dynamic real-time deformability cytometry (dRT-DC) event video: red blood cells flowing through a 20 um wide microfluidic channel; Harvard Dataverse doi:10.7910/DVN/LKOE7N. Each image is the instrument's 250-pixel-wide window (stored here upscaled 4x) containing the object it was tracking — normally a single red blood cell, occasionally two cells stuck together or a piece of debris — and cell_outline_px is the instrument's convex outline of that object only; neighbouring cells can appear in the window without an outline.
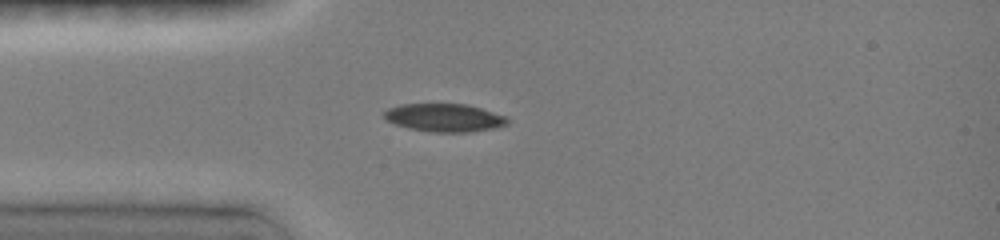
{"species": "common noctule bat (a hibernating species)", "species_latin": "Nyctalus noctula", "temperature_condition": "room temperature", "stored_images_in_passage": 36, "camera_frame_rate_fps": 3000, "um_per_image_px": 0.085, "animal": {"sex": "female", "body_mass_g": 19.0, "forearm_length_mm": 51.5}, "frame": {"image": 1, "passage_image": 1, "time_ms": 0.0, "image_size_px": [1000, 240], "cell_outline_px": [[508, 124], [496, 128], [468, 132], [432, 132], [408, 128], [396, 124], [388, 120], [384, 116], [384, 112], [388, 108], [400, 104], [468, 104], [508, 116]], "centroid_in_image_um": [37.82, 10.0], "position_along_channel_um": 47.2, "area_um2": 20.23}}
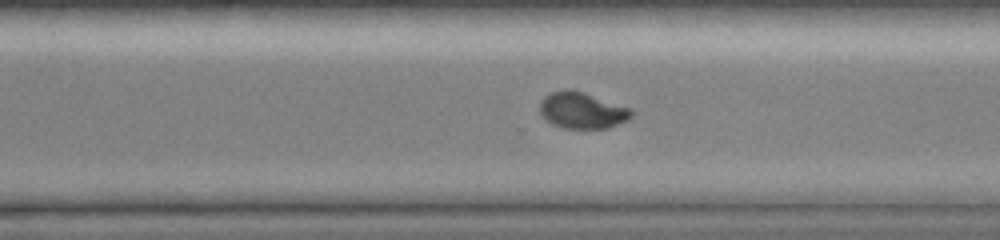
{"frame": {"image": 2, "passage_image": 22, "time_ms": 7.0, "image_size_px": [1000, 240], "cell_outline_px": [[636, 112], [628, 120], [608, 128], [564, 128], [552, 124], [540, 112], [540, 100], [544, 96], [552, 92], [584, 92], [632, 108]], "centroid_in_image_um": [49.55, 9.41], "position_along_channel_um": 321.0, "area_um2": 19.07}}
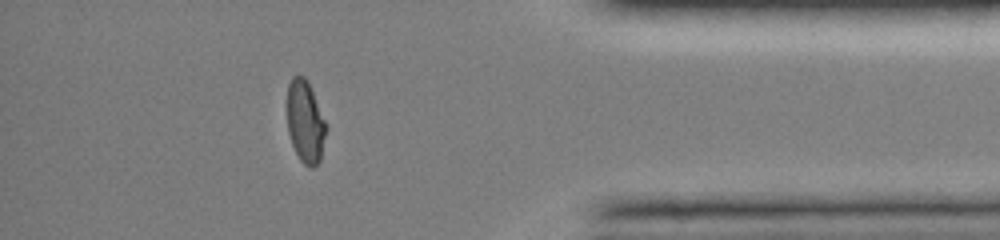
{"frame": {"image": 3, "passage_image": 30, "time_ms": 9.667, "image_size_px": [1000, 240], "cell_outline_px": [[328, 128], [320, 160], [312, 168], [308, 168], [300, 160], [292, 144], [288, 132], [288, 84], [292, 76], [304, 76], [308, 80], [328, 124]], "centroid_in_image_um": [25.99, 10.34], "position_along_channel_um": 409.2, "area_um2": 19.02}, "authors_computed_cell_mechanics": {"area_um2": 20.0566, "velocity_mm_per_s": 4.0329, "shape_relaxation_time_tau1_ms": 5.1327, "shape_relaxation_time_tau2_ms": null, "deformation_change_tau1": 0.2099, "deformation_change_tau2": null}}